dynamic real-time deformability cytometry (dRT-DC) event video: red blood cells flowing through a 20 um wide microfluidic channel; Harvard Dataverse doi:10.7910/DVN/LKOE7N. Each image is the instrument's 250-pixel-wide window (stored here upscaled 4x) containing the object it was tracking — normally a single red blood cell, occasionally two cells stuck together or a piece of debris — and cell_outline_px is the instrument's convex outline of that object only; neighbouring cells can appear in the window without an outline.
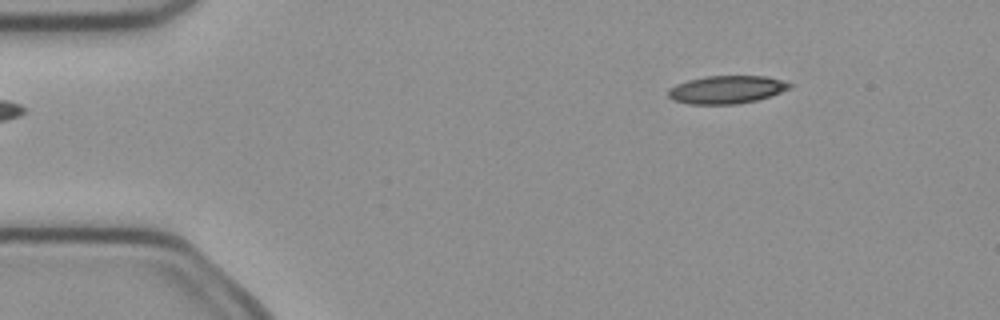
{"species": "common noctule bat (a hibernating species)", "species_latin": "Nyctalus noctula", "temperature_condition": "cold", "stored_images_in_passage": 3, "camera_frame_rate_fps": 3000, "um_per_image_px": 0.085, "animal": {"sex": "female", "body_mass_g": 21.9}, "frame": {"image": 1, "passage_image": 1, "time_ms": 0.0, "image_size_px": [1000, 320], "cell_outline_px": [[792, 88], [756, 100], [736, 104], [688, 104], [672, 100], [668, 96], [668, 88], [676, 84], [688, 80], [704, 76], [764, 76], [780, 80], [792, 84]], "centroid_in_image_um": [61.71, 7.62], "position_along_channel_um": 23.3, "area_um2": 19.71}}